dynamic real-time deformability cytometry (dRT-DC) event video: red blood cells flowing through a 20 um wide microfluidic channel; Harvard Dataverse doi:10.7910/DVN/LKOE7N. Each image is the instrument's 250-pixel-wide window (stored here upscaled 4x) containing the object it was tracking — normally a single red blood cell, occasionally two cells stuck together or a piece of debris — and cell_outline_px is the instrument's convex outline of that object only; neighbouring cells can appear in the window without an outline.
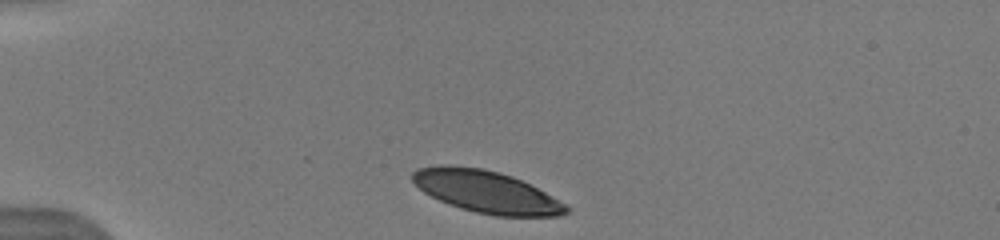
{"species": "human", "species_latin": "Homo sapiens", "temperature_condition": "warm", "stored_images_in_passage": 6, "camera_frame_rate_fps": 3000, "um_per_image_px": 0.085, "donor": {"sex": "male"}, "frame": {"image": 1, "passage_image": 1, "time_ms": 0.0, "image_size_px": [1000, 240], "cell_outline_px": [[572, 208], [568, 212], [560, 216], [496, 216], [476, 212], [460, 208], [448, 204], [424, 192], [412, 180], [412, 172], [416, 168], [440, 164], [448, 164], [480, 168], [500, 172], [512, 176], [568, 204]], "centroid_in_image_um": [41.34, 16.29], "position_along_channel_um": 43.7, "area_um2": 37.8}}